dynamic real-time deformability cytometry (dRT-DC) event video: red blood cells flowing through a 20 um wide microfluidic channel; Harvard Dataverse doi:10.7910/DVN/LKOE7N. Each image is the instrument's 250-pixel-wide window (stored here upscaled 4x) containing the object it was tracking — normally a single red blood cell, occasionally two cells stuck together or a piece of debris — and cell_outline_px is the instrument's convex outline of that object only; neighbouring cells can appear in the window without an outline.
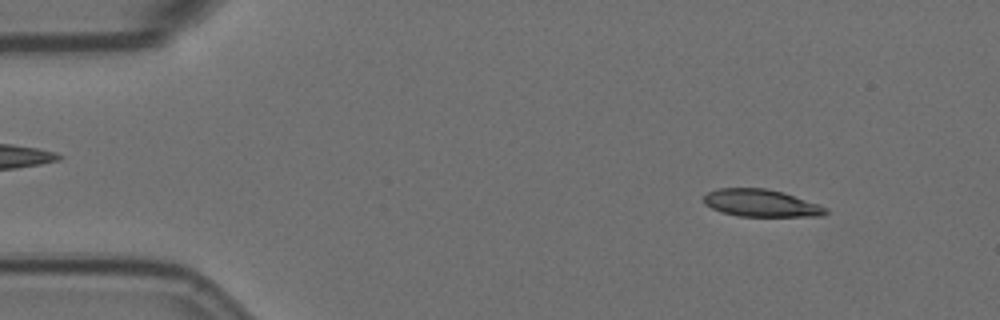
{"species": "Egyptian fruit bat (a non-hibernating species)", "species_latin": "Rousettus aegyptiacus", "temperature_condition": "room temperature", "stored_images_in_passage": 56, "camera_frame_rate_fps": 3000, "um_per_image_px": 0.085, "animal": {"sex": "female"}, "frame": {"image": 1, "passage_image": 6, "time_ms": 1.667, "image_size_px": [1000, 320], "cell_outline_px": [[828, 212], [824, 216], [736, 216], [720, 212], [704, 204], [704, 196], [708, 192], [720, 188], [764, 188], [784, 192], [820, 204], [828, 208]], "centroid_in_image_um": [64.72, 17.27], "position_along_channel_um": 20.3, "area_um2": 19.59}}
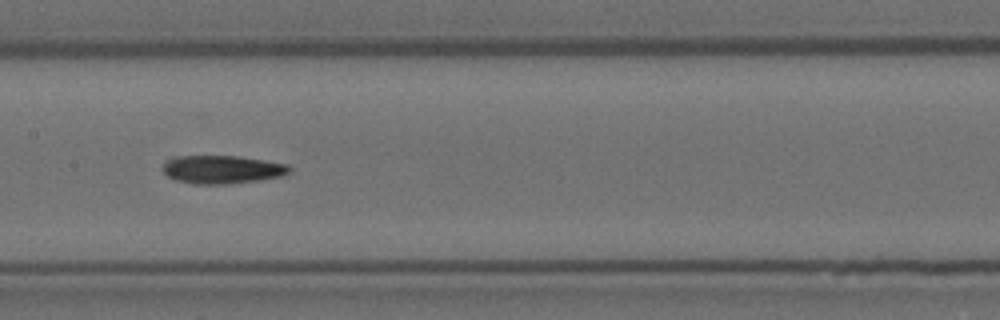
{"frame": {"image": 2, "passage_image": 27, "time_ms": 8.667, "image_size_px": [1000, 320], "cell_outline_px": [[292, 172], [280, 176], [260, 180], [224, 184], [192, 184], [176, 180], [168, 176], [164, 172], [164, 164], [168, 160], [176, 156], [240, 156], [288, 164], [292, 168]], "centroid_in_image_um": [18.92, 14.4], "position_along_channel_um": 188.5, "area_um2": 20.81}}
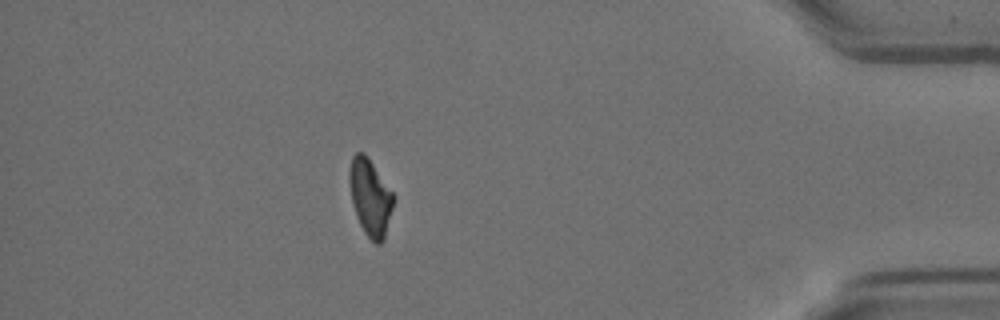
{"frame": {"image": 3, "passage_image": 49, "time_ms": 16.0, "image_size_px": [1000, 320], "cell_outline_px": [[392, 208], [384, 240], [380, 244], [376, 244], [364, 232], [356, 216], [352, 204], [348, 180], [348, 172], [352, 156], [356, 152], [364, 152], [368, 156], [392, 192]], "centroid_in_image_um": [31.42, 16.75], "position_along_channel_um": 403.8, "area_um2": 19.59}}